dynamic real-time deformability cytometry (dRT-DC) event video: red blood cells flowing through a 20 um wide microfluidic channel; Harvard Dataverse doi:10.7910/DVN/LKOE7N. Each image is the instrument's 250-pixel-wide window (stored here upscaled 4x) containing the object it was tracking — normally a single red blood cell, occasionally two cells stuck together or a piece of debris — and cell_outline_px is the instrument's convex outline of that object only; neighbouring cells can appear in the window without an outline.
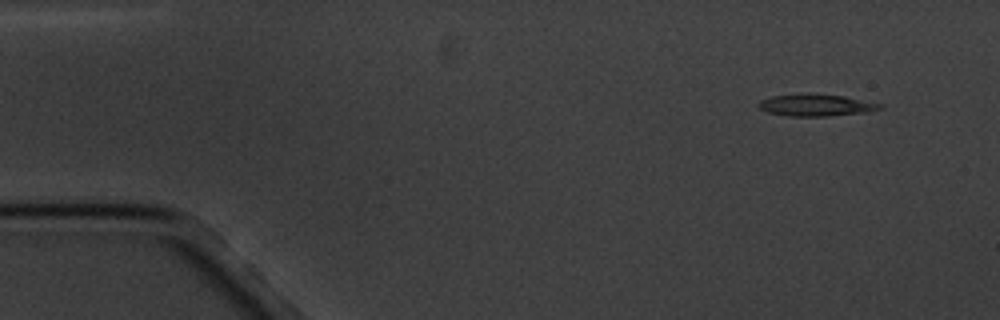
{"species": "common noctule bat (a hibernating species)", "species_latin": "Nyctalus noctula", "temperature_condition": "cold", "stored_images_in_passage": 3, "camera_frame_rate_fps": 3000, "um_per_image_px": 0.085, "animal": {"sex": "male", "body_mass_g": 20.1, "forearm_length_mm": 53.5}, "frame": {"image": 1, "passage_image": 1, "time_ms": 0.0, "image_size_px": [1000, 320], "cell_outline_px": [[884, 108], [868, 112], [828, 116], [784, 116], [768, 112], [760, 108], [756, 104], [760, 100], [772, 96], [808, 92], [844, 96], [884, 104]], "centroid_in_image_um": [69.37, 8.92], "position_along_channel_um": 15.6, "area_um2": 15.9}}